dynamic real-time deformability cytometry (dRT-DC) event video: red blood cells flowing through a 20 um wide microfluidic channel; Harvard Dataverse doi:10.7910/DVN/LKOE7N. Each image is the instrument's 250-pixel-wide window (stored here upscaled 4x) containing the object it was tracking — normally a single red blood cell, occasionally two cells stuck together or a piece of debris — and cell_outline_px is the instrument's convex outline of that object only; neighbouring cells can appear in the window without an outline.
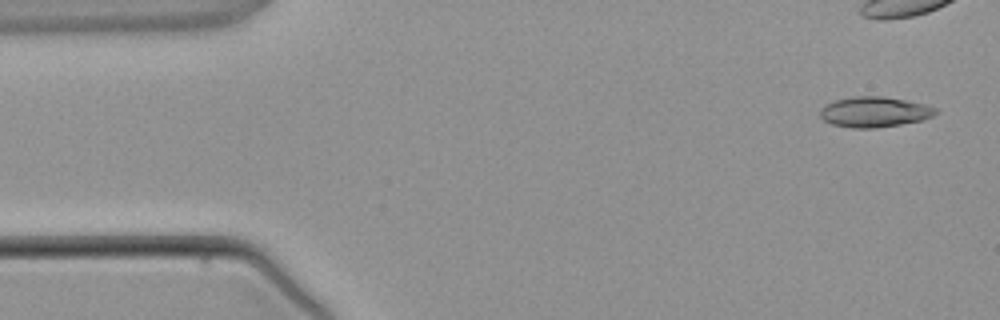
{"species": "common noctule bat (a hibernating species)", "species_latin": "Nyctalus noctula", "temperature_condition": "warm", "stored_images_in_passage": 4, "camera_frame_rate_fps": 3000, "um_per_image_px": 0.085, "animal": {"sex": "male", "body_mass_g": 21.5, "forearm_length_mm": 52.0}, "frame": {"image": 1, "passage_image": 1, "time_ms": 0.0, "image_size_px": [1000, 320], "cell_outline_px": [[940, 112], [932, 116], [920, 120], [900, 124], [876, 128], [852, 128], [832, 124], [824, 120], [820, 116], [820, 112], [828, 104], [836, 100], [852, 96], [884, 96], [924, 104], [936, 108]], "centroid_in_image_um": [74.35, 9.51], "position_along_channel_um": 10.7, "area_um2": 20.23}}